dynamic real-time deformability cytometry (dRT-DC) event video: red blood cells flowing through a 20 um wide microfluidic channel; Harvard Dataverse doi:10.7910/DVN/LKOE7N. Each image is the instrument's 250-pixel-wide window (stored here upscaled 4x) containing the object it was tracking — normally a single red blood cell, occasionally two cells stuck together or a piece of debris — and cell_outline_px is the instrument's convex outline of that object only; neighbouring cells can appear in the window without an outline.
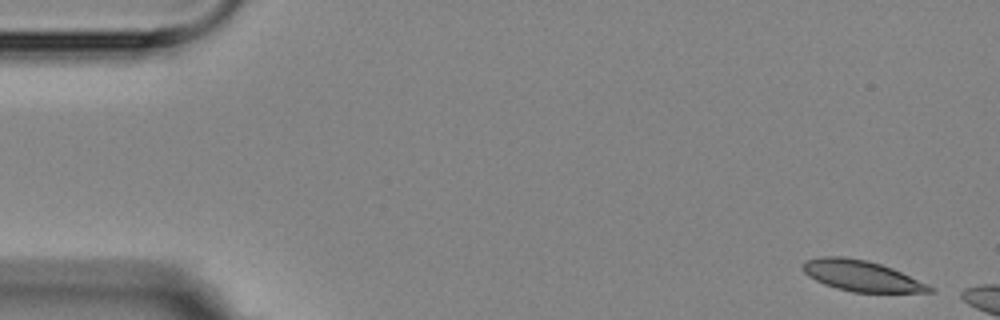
{"species": "Egyptian fruit bat (a non-hibernating species)", "species_latin": "Rousettus aegyptiacus", "temperature_condition": "room temperature", "stored_images_in_passage": 3, "camera_frame_rate_fps": 3000, "um_per_image_px": 0.085, "animal": {"sex": "female"}, "frame": {"image": 1, "passage_image": 1, "time_ms": 0.0, "image_size_px": [1000, 320], "cell_outline_px": [[936, 292], [852, 292], [836, 288], [824, 284], [808, 276], [800, 268], [800, 264], [804, 260], [820, 256], [844, 256], [864, 260], [880, 264], [892, 268], [928, 284], [936, 288]], "centroid_in_image_um": [73.19, 23.44], "position_along_channel_um": 11.8, "area_um2": 22.89}}